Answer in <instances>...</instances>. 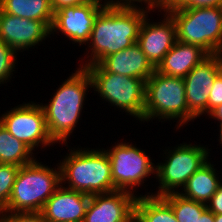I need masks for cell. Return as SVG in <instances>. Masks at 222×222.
<instances>
[{
  "label": "cell",
  "instance_id": "obj_1",
  "mask_svg": "<svg viewBox=\"0 0 222 222\" xmlns=\"http://www.w3.org/2000/svg\"><path fill=\"white\" fill-rule=\"evenodd\" d=\"M149 11L151 12V9L140 5L107 3L93 24L88 41L91 55H87V58H90L79 67L99 64L105 57L137 43L141 24Z\"/></svg>",
  "mask_w": 222,
  "mask_h": 222
},
{
  "label": "cell",
  "instance_id": "obj_2",
  "mask_svg": "<svg viewBox=\"0 0 222 222\" xmlns=\"http://www.w3.org/2000/svg\"><path fill=\"white\" fill-rule=\"evenodd\" d=\"M92 88V79L86 68L79 67L56 90L49 104L40 103L49 136L55 143H66L79 121L85 97Z\"/></svg>",
  "mask_w": 222,
  "mask_h": 222
},
{
  "label": "cell",
  "instance_id": "obj_3",
  "mask_svg": "<svg viewBox=\"0 0 222 222\" xmlns=\"http://www.w3.org/2000/svg\"><path fill=\"white\" fill-rule=\"evenodd\" d=\"M89 149H69L68 156L58 163L61 184L68 183L66 188L89 196L116 191L107 152L103 149Z\"/></svg>",
  "mask_w": 222,
  "mask_h": 222
},
{
  "label": "cell",
  "instance_id": "obj_4",
  "mask_svg": "<svg viewBox=\"0 0 222 222\" xmlns=\"http://www.w3.org/2000/svg\"><path fill=\"white\" fill-rule=\"evenodd\" d=\"M41 163L35 159L32 163L19 168L8 204L2 211H42L46 201L61 185V169L60 165L54 169Z\"/></svg>",
  "mask_w": 222,
  "mask_h": 222
},
{
  "label": "cell",
  "instance_id": "obj_5",
  "mask_svg": "<svg viewBox=\"0 0 222 222\" xmlns=\"http://www.w3.org/2000/svg\"><path fill=\"white\" fill-rule=\"evenodd\" d=\"M155 118L159 121L177 119L176 129L196 119L188 110L183 78L164 75L155 70L146 81L144 122Z\"/></svg>",
  "mask_w": 222,
  "mask_h": 222
},
{
  "label": "cell",
  "instance_id": "obj_6",
  "mask_svg": "<svg viewBox=\"0 0 222 222\" xmlns=\"http://www.w3.org/2000/svg\"><path fill=\"white\" fill-rule=\"evenodd\" d=\"M175 21L177 40L222 54V6L181 7L167 11Z\"/></svg>",
  "mask_w": 222,
  "mask_h": 222
},
{
  "label": "cell",
  "instance_id": "obj_7",
  "mask_svg": "<svg viewBox=\"0 0 222 222\" xmlns=\"http://www.w3.org/2000/svg\"><path fill=\"white\" fill-rule=\"evenodd\" d=\"M92 79V88L112 106L144 121L146 81L140 78L107 72L100 64L85 67Z\"/></svg>",
  "mask_w": 222,
  "mask_h": 222
},
{
  "label": "cell",
  "instance_id": "obj_8",
  "mask_svg": "<svg viewBox=\"0 0 222 222\" xmlns=\"http://www.w3.org/2000/svg\"><path fill=\"white\" fill-rule=\"evenodd\" d=\"M174 149H169V151L166 149L165 162L156 165L155 178L160 184L158 191L155 194L152 192L146 195L164 196L169 193H178V188L181 187L182 190L188 179L208 162L210 152L204 146L183 143L178 144Z\"/></svg>",
  "mask_w": 222,
  "mask_h": 222
},
{
  "label": "cell",
  "instance_id": "obj_9",
  "mask_svg": "<svg viewBox=\"0 0 222 222\" xmlns=\"http://www.w3.org/2000/svg\"><path fill=\"white\" fill-rule=\"evenodd\" d=\"M105 151L111 163V176L116 190L134 194L136 186L144 184L149 175L155 176L156 165L151 162V157L132 143L119 142Z\"/></svg>",
  "mask_w": 222,
  "mask_h": 222
},
{
  "label": "cell",
  "instance_id": "obj_10",
  "mask_svg": "<svg viewBox=\"0 0 222 222\" xmlns=\"http://www.w3.org/2000/svg\"><path fill=\"white\" fill-rule=\"evenodd\" d=\"M0 123L32 151L35 146L42 145L45 148L55 143L49 136L42 107L33 101L19 104L5 112L0 116Z\"/></svg>",
  "mask_w": 222,
  "mask_h": 222
},
{
  "label": "cell",
  "instance_id": "obj_11",
  "mask_svg": "<svg viewBox=\"0 0 222 222\" xmlns=\"http://www.w3.org/2000/svg\"><path fill=\"white\" fill-rule=\"evenodd\" d=\"M221 72L222 54H209L183 78L188 110L196 118L208 115L210 89Z\"/></svg>",
  "mask_w": 222,
  "mask_h": 222
},
{
  "label": "cell",
  "instance_id": "obj_12",
  "mask_svg": "<svg viewBox=\"0 0 222 222\" xmlns=\"http://www.w3.org/2000/svg\"><path fill=\"white\" fill-rule=\"evenodd\" d=\"M107 3L85 2L60 8L54 12L50 35L61 32L74 44H88L95 18Z\"/></svg>",
  "mask_w": 222,
  "mask_h": 222
},
{
  "label": "cell",
  "instance_id": "obj_13",
  "mask_svg": "<svg viewBox=\"0 0 222 222\" xmlns=\"http://www.w3.org/2000/svg\"><path fill=\"white\" fill-rule=\"evenodd\" d=\"M164 13V19L158 23H150L147 14L137 39V44L155 69L177 41L175 21L168 12Z\"/></svg>",
  "mask_w": 222,
  "mask_h": 222
},
{
  "label": "cell",
  "instance_id": "obj_14",
  "mask_svg": "<svg viewBox=\"0 0 222 222\" xmlns=\"http://www.w3.org/2000/svg\"><path fill=\"white\" fill-rule=\"evenodd\" d=\"M137 196L124 190L92 195L83 222H129Z\"/></svg>",
  "mask_w": 222,
  "mask_h": 222
},
{
  "label": "cell",
  "instance_id": "obj_15",
  "mask_svg": "<svg viewBox=\"0 0 222 222\" xmlns=\"http://www.w3.org/2000/svg\"><path fill=\"white\" fill-rule=\"evenodd\" d=\"M49 34L50 29L42 21L13 16L0 10V40L16 52L34 48Z\"/></svg>",
  "mask_w": 222,
  "mask_h": 222
},
{
  "label": "cell",
  "instance_id": "obj_16",
  "mask_svg": "<svg viewBox=\"0 0 222 222\" xmlns=\"http://www.w3.org/2000/svg\"><path fill=\"white\" fill-rule=\"evenodd\" d=\"M90 196L62 184L46 201L41 214L46 222H81L86 214Z\"/></svg>",
  "mask_w": 222,
  "mask_h": 222
},
{
  "label": "cell",
  "instance_id": "obj_17",
  "mask_svg": "<svg viewBox=\"0 0 222 222\" xmlns=\"http://www.w3.org/2000/svg\"><path fill=\"white\" fill-rule=\"evenodd\" d=\"M99 64L107 72L140 78L145 81L155 71L137 43L105 57Z\"/></svg>",
  "mask_w": 222,
  "mask_h": 222
},
{
  "label": "cell",
  "instance_id": "obj_18",
  "mask_svg": "<svg viewBox=\"0 0 222 222\" xmlns=\"http://www.w3.org/2000/svg\"><path fill=\"white\" fill-rule=\"evenodd\" d=\"M208 55L198 45L183 43L177 40L155 70L164 75L184 78Z\"/></svg>",
  "mask_w": 222,
  "mask_h": 222
},
{
  "label": "cell",
  "instance_id": "obj_19",
  "mask_svg": "<svg viewBox=\"0 0 222 222\" xmlns=\"http://www.w3.org/2000/svg\"><path fill=\"white\" fill-rule=\"evenodd\" d=\"M216 171L208 161L188 179L182 192L178 193L187 199L207 204L222 184Z\"/></svg>",
  "mask_w": 222,
  "mask_h": 222
},
{
  "label": "cell",
  "instance_id": "obj_20",
  "mask_svg": "<svg viewBox=\"0 0 222 222\" xmlns=\"http://www.w3.org/2000/svg\"><path fill=\"white\" fill-rule=\"evenodd\" d=\"M0 10L13 16L42 21L49 29L54 17L51 0H0Z\"/></svg>",
  "mask_w": 222,
  "mask_h": 222
},
{
  "label": "cell",
  "instance_id": "obj_21",
  "mask_svg": "<svg viewBox=\"0 0 222 222\" xmlns=\"http://www.w3.org/2000/svg\"><path fill=\"white\" fill-rule=\"evenodd\" d=\"M135 214L143 222H178L170 204L162 196H137Z\"/></svg>",
  "mask_w": 222,
  "mask_h": 222
},
{
  "label": "cell",
  "instance_id": "obj_22",
  "mask_svg": "<svg viewBox=\"0 0 222 222\" xmlns=\"http://www.w3.org/2000/svg\"><path fill=\"white\" fill-rule=\"evenodd\" d=\"M33 154L29 147L10 134L0 123V163L21 167L35 160Z\"/></svg>",
  "mask_w": 222,
  "mask_h": 222
},
{
  "label": "cell",
  "instance_id": "obj_23",
  "mask_svg": "<svg viewBox=\"0 0 222 222\" xmlns=\"http://www.w3.org/2000/svg\"><path fill=\"white\" fill-rule=\"evenodd\" d=\"M171 206L178 222H197L206 204L183 197L179 193H169L162 196Z\"/></svg>",
  "mask_w": 222,
  "mask_h": 222
},
{
  "label": "cell",
  "instance_id": "obj_24",
  "mask_svg": "<svg viewBox=\"0 0 222 222\" xmlns=\"http://www.w3.org/2000/svg\"><path fill=\"white\" fill-rule=\"evenodd\" d=\"M19 166L0 163V209L3 210L9 201Z\"/></svg>",
  "mask_w": 222,
  "mask_h": 222
},
{
  "label": "cell",
  "instance_id": "obj_25",
  "mask_svg": "<svg viewBox=\"0 0 222 222\" xmlns=\"http://www.w3.org/2000/svg\"><path fill=\"white\" fill-rule=\"evenodd\" d=\"M17 55L18 53L12 47L0 40V84L11 79L17 64Z\"/></svg>",
  "mask_w": 222,
  "mask_h": 222
},
{
  "label": "cell",
  "instance_id": "obj_26",
  "mask_svg": "<svg viewBox=\"0 0 222 222\" xmlns=\"http://www.w3.org/2000/svg\"><path fill=\"white\" fill-rule=\"evenodd\" d=\"M0 222H46L41 212L10 213L2 211Z\"/></svg>",
  "mask_w": 222,
  "mask_h": 222
},
{
  "label": "cell",
  "instance_id": "obj_27",
  "mask_svg": "<svg viewBox=\"0 0 222 222\" xmlns=\"http://www.w3.org/2000/svg\"><path fill=\"white\" fill-rule=\"evenodd\" d=\"M222 104V72L216 77L208 97V114Z\"/></svg>",
  "mask_w": 222,
  "mask_h": 222
},
{
  "label": "cell",
  "instance_id": "obj_28",
  "mask_svg": "<svg viewBox=\"0 0 222 222\" xmlns=\"http://www.w3.org/2000/svg\"><path fill=\"white\" fill-rule=\"evenodd\" d=\"M206 205L213 214H222V184Z\"/></svg>",
  "mask_w": 222,
  "mask_h": 222
},
{
  "label": "cell",
  "instance_id": "obj_29",
  "mask_svg": "<svg viewBox=\"0 0 222 222\" xmlns=\"http://www.w3.org/2000/svg\"><path fill=\"white\" fill-rule=\"evenodd\" d=\"M181 7H196V0H164V12Z\"/></svg>",
  "mask_w": 222,
  "mask_h": 222
},
{
  "label": "cell",
  "instance_id": "obj_30",
  "mask_svg": "<svg viewBox=\"0 0 222 222\" xmlns=\"http://www.w3.org/2000/svg\"><path fill=\"white\" fill-rule=\"evenodd\" d=\"M85 2H96V3H102L103 0H51V5L53 8V11H57L62 7L65 6H75V5H81Z\"/></svg>",
  "mask_w": 222,
  "mask_h": 222
},
{
  "label": "cell",
  "instance_id": "obj_31",
  "mask_svg": "<svg viewBox=\"0 0 222 222\" xmlns=\"http://www.w3.org/2000/svg\"><path fill=\"white\" fill-rule=\"evenodd\" d=\"M222 6V0H196V7Z\"/></svg>",
  "mask_w": 222,
  "mask_h": 222
},
{
  "label": "cell",
  "instance_id": "obj_32",
  "mask_svg": "<svg viewBox=\"0 0 222 222\" xmlns=\"http://www.w3.org/2000/svg\"><path fill=\"white\" fill-rule=\"evenodd\" d=\"M197 222H215L214 214L208 208H206L198 218Z\"/></svg>",
  "mask_w": 222,
  "mask_h": 222
},
{
  "label": "cell",
  "instance_id": "obj_33",
  "mask_svg": "<svg viewBox=\"0 0 222 222\" xmlns=\"http://www.w3.org/2000/svg\"><path fill=\"white\" fill-rule=\"evenodd\" d=\"M211 116V118L216 119L217 121L220 122V124L222 123V104H220L219 106L215 107L209 114L208 116Z\"/></svg>",
  "mask_w": 222,
  "mask_h": 222
},
{
  "label": "cell",
  "instance_id": "obj_34",
  "mask_svg": "<svg viewBox=\"0 0 222 222\" xmlns=\"http://www.w3.org/2000/svg\"><path fill=\"white\" fill-rule=\"evenodd\" d=\"M129 222H143L135 213L131 216Z\"/></svg>",
  "mask_w": 222,
  "mask_h": 222
},
{
  "label": "cell",
  "instance_id": "obj_35",
  "mask_svg": "<svg viewBox=\"0 0 222 222\" xmlns=\"http://www.w3.org/2000/svg\"><path fill=\"white\" fill-rule=\"evenodd\" d=\"M215 222H222V214H214Z\"/></svg>",
  "mask_w": 222,
  "mask_h": 222
},
{
  "label": "cell",
  "instance_id": "obj_36",
  "mask_svg": "<svg viewBox=\"0 0 222 222\" xmlns=\"http://www.w3.org/2000/svg\"><path fill=\"white\" fill-rule=\"evenodd\" d=\"M219 127H220V129H219V131H220V132H219V133H220V137H219V138H220V139H219L218 141L220 142V144H221V146H222V123L220 124Z\"/></svg>",
  "mask_w": 222,
  "mask_h": 222
}]
</instances>
